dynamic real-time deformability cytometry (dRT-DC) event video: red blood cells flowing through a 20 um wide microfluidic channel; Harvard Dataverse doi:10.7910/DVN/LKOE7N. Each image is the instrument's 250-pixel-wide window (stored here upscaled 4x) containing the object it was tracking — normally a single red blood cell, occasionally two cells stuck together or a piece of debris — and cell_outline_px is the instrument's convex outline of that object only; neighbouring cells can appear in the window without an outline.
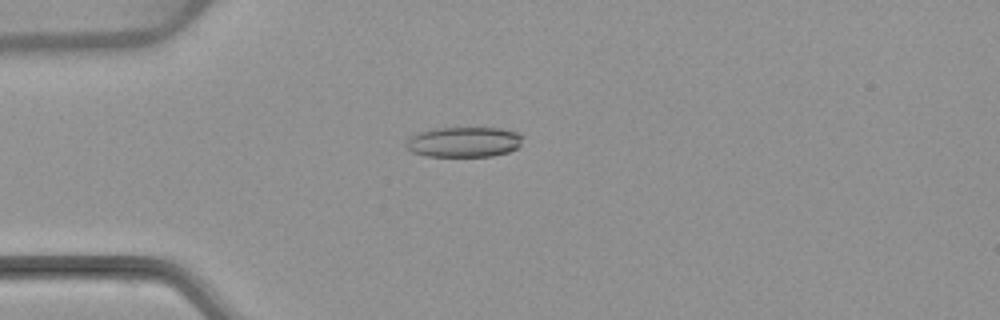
{"species": "common noctule bat (a hibernating species)", "species_latin": "Nyctalus noctula", "temperature_condition": "warm", "stored_images_in_passage": 6, "camera_frame_rate_fps": 3000, "um_per_image_px": 0.085, "animal": {"sex": "female", "body_mass_g": 22.7, "forearm_length_mm": 54.2}, "frame": {"image": 1, "passage_image": 4, "time_ms": 4.0, "image_size_px": [1000, 320], "cell_outline_px": [[524, 136], [520, 148], [508, 152], [492, 156], [424, 156], [412, 152], [408, 148], [408, 140], [412, 136], [420, 132], [440, 128], [500, 128], [516, 132]], "centroid_in_image_um": [39.52, 12.08], "position_along_channel_um": 45.5, "area_um2": 20.46}}
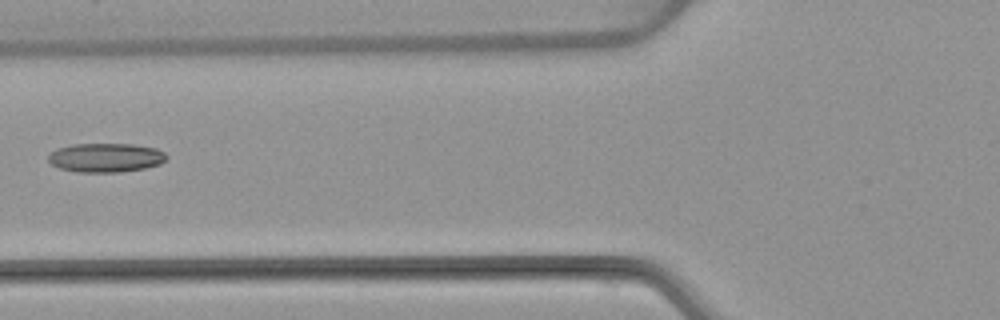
{"frame": {"image": 2, "passage_image": 6, "time_ms": 6.333, "image_size_px": [1000, 320], "cell_outline_px": [[168, 156], [160, 164], [144, 168], [120, 172], [76, 172], [60, 168], [52, 164], [48, 160], [48, 156], [56, 148], [72, 144], [132, 144], [156, 148], [164, 152]], "centroid_in_image_um": [8.98, 13.39], "position_along_channel_um": 116.8, "area_um2": 20.0}}